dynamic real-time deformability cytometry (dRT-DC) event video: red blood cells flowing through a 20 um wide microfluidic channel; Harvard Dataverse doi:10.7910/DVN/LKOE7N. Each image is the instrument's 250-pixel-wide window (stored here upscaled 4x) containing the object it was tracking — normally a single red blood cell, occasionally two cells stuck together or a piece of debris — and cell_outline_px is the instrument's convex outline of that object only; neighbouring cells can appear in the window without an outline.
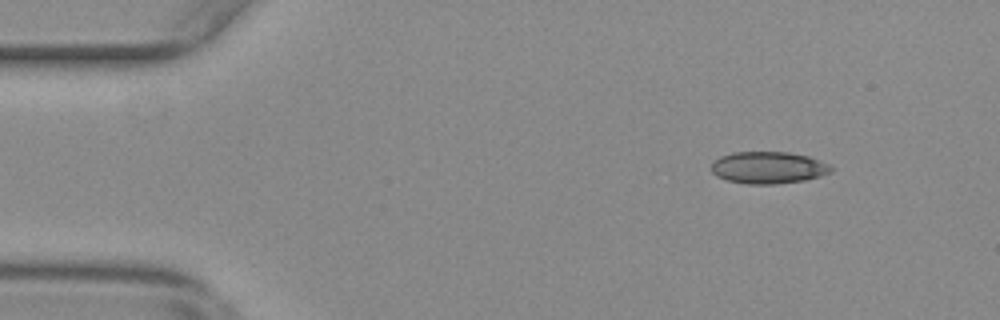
{"species": "common noctule bat (a hibernating species)", "species_latin": "Nyctalus noctula", "temperature_condition": "warm", "stored_images_in_passage": 52, "camera_frame_rate_fps": 3000, "um_per_image_px": 0.085, "animal": {"sex": "female", "body_mass_g": 29.2, "forearm_length_mm": 56.3}, "frame": {"image": 1, "passage_image": 3, "time_ms": 0.667, "image_size_px": [1000, 320], "cell_outline_px": [[832, 172], [820, 176], [804, 180], [776, 184], [748, 184], [728, 180], [716, 176], [712, 172], [712, 160], [720, 156], [732, 152], [788, 152], [808, 156], [828, 164], [832, 168]], "centroid_in_image_um": [65.28, 14.24], "position_along_channel_um": 19.7, "area_um2": 22.31}}
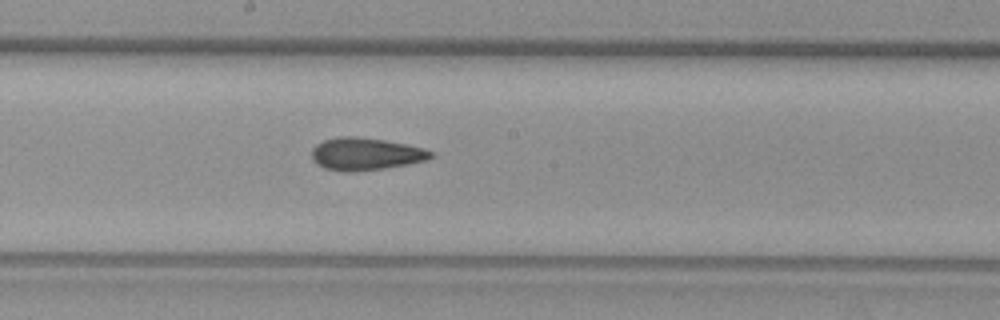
{"frame": {"image": 2, "passage_image": 26, "time_ms": 8.333, "image_size_px": [1000, 320], "cell_outline_px": [[436, 156], [428, 160], [408, 164], [384, 168], [356, 172], [340, 172], [324, 168], [316, 164], [312, 160], [312, 148], [316, 144], [324, 140], [340, 136], [356, 136], [384, 140], [408, 144], [424, 148], [436, 152]], "centroid_in_image_um": [31.11, 13.09], "position_along_channel_um": 217.1, "area_um2": 23.0}}
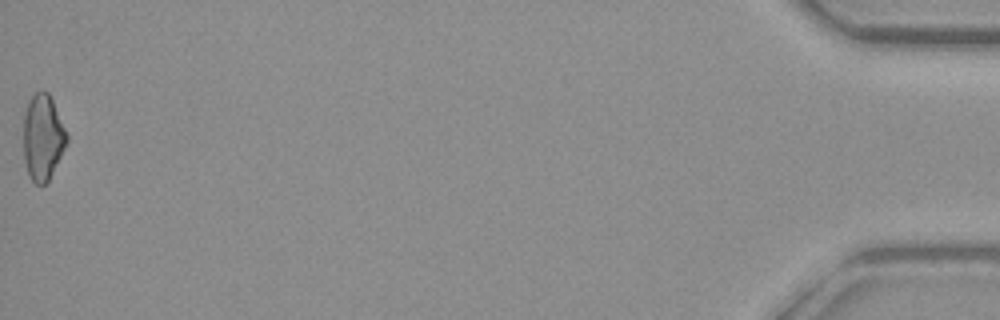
{"frame": {"image": 3, "passage_image": 52, "time_ms": 17.0, "image_size_px": [1000, 320], "cell_outline_px": [[68, 140], [48, 180], [44, 184], [36, 184], [32, 180], [28, 172], [24, 160], [24, 116], [28, 100], [36, 92], [44, 88], [48, 92], [52, 100], [68, 136]], "centroid_in_image_um": [3.62, 11.63], "position_along_channel_um": 431.6, "area_um2": 21.27}, "authors_computed_cell_mechanics": {"area_um2": 21.9062, "velocity_mm_per_s": 3.7277, "shape_relaxation_time_tau1_ms": null, "shape_relaxation_time_tau2_ms": 2.8213, "deformation_change_tau1": null, "deformation_change_tau2": 0.0917}}